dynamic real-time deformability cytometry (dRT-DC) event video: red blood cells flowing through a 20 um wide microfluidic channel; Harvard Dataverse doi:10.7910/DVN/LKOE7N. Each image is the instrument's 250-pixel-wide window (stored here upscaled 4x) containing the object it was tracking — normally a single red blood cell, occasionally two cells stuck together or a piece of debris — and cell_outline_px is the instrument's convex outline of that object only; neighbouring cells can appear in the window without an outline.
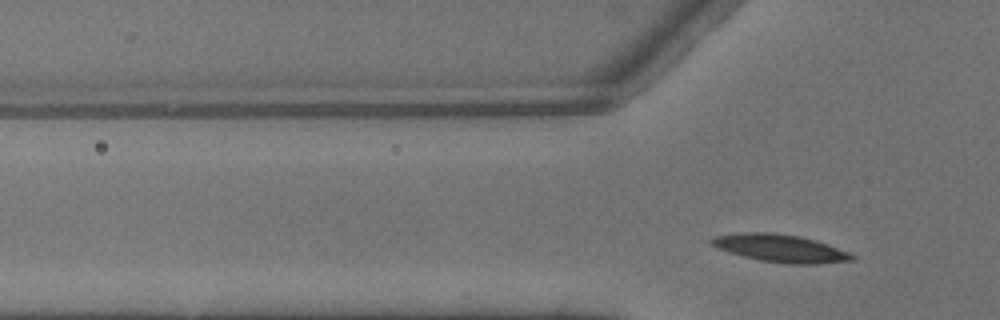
{"species": "common noctule bat (a hibernating species)", "species_latin": "Nyctalus noctula", "temperature_condition": "warm", "stored_images_in_passage": 2, "segment_of_instrument_passage": [2, 2], "camera_frame_rate_fps": 3000, "um_per_image_px": 0.085, "animal": {"sex": "male", "body_mass_g": 13.3}, "frame": {"image": 1, "passage_image": 2, "time_ms": 0.333, "image_size_px": [1000, 320], "cell_outline_px": [[856, 260], [816, 264], [788, 264], [760, 260], [728, 252], [712, 244], [708, 240], [712, 236], [740, 232], [772, 232], [800, 236], [816, 240], [848, 252], [856, 256]], "centroid_in_image_um": [66.33, 21.09], "position_along_channel_um": 59.5, "area_um2": 22.72}}